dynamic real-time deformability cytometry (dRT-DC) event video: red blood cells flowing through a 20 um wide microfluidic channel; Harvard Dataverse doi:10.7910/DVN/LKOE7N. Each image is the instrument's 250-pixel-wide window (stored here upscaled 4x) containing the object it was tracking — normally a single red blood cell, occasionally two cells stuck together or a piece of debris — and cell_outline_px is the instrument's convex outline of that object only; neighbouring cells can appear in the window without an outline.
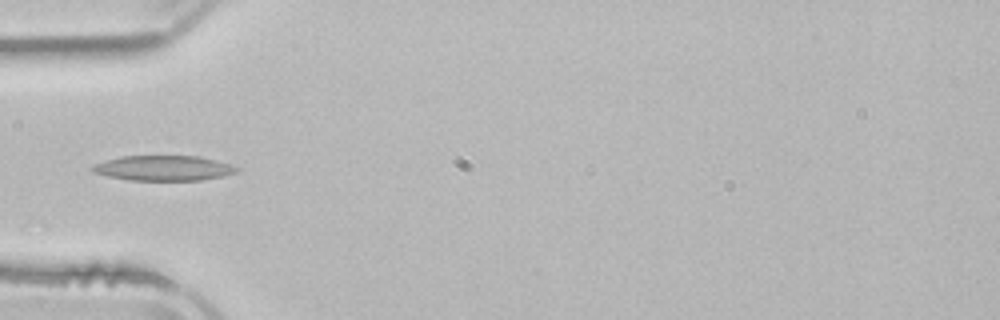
{"species": "common noctule bat (a hibernating species)", "species_latin": "Nyctalus noctula", "temperature_condition": "room temperature", "stored_images_in_passage": 3, "camera_frame_rate_fps": 3000, "um_per_image_px": 0.085, "animal": {"sex": "male", "body_mass_g": 21.5, "forearm_length_mm": 52.0}, "frame": {"image": 1, "passage_image": 3, "time_ms": 4.333, "image_size_px": [1000, 320], "cell_outline_px": [[240, 168], [236, 172], [224, 176], [200, 180], [128, 180], [108, 176], [92, 172], [88, 168], [92, 164], [104, 160], [120, 156], [196, 156], [216, 160]], "centroid_in_image_um": [13.82, 14.28], "position_along_channel_um": 71.2, "area_um2": 21.21}}